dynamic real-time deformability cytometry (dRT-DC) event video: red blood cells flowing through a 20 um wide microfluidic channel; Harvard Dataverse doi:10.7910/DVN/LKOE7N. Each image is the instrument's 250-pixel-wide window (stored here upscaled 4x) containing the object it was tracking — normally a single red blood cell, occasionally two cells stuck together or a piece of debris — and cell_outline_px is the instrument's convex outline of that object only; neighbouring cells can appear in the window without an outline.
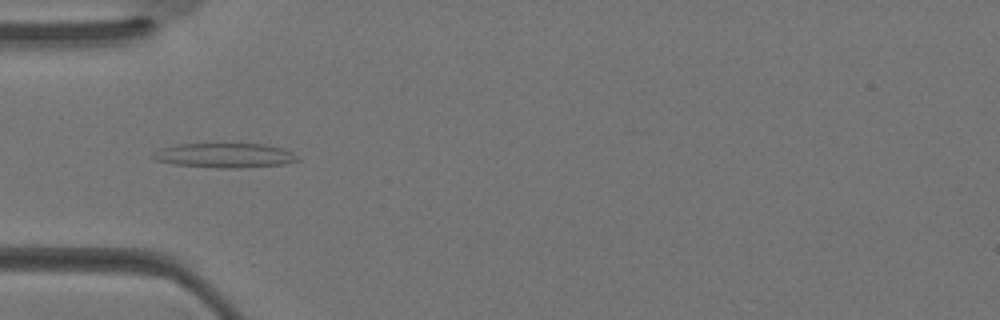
{"species": "Egyptian fruit bat (a non-hibernating species)", "species_latin": "Rousettus aegyptiacus", "temperature_condition": "warm", "stored_images_in_passage": 35, "camera_frame_rate_fps": 3000, "um_per_image_px": 0.085, "animal": {"sex": "female"}, "frame": {"image": 1, "passage_image": 11, "time_ms": 3.333, "image_size_px": [1000, 320], "cell_outline_px": [[300, 160], [284, 164], [240, 168], [216, 168], [176, 164], [156, 160], [152, 156], [160, 148], [176, 144], [264, 144], [284, 148], [300, 156]], "centroid_in_image_um": [19.17, 13.21], "position_along_channel_um": 65.8, "area_um2": 20.69}}
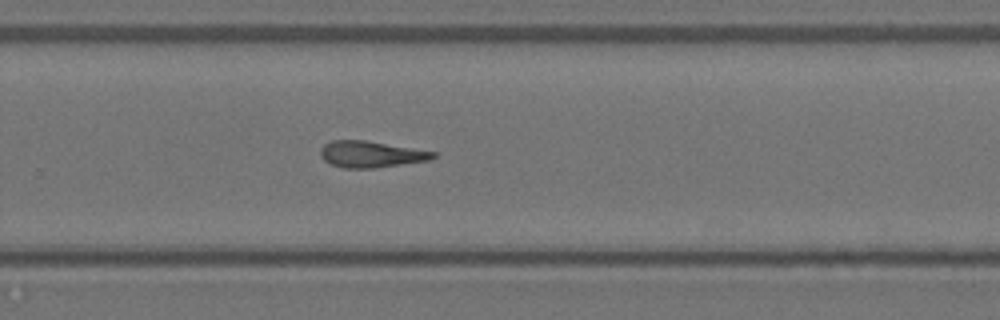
{"frame": {"image": 2, "passage_image": 23, "time_ms": 7.333, "image_size_px": [1000, 320], "cell_outline_px": [[436, 156], [428, 160], [372, 168], [344, 168], [332, 164], [324, 160], [320, 156], [320, 148], [324, 144], [332, 140], [364, 140], [436, 152]], "centroid_in_image_um": [31.47, 13.1], "position_along_channel_um": 298.3, "area_um2": 17.05}}
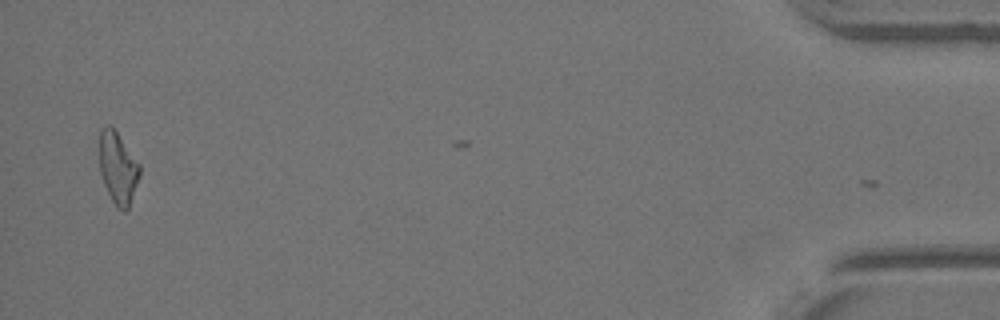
{"frame": {"image": 3, "passage_image": 34, "time_ms": 11.0, "image_size_px": [1000, 320], "cell_outline_px": [[140, 176], [128, 208], [124, 212], [116, 208], [104, 184], [100, 172], [100, 128], [108, 124], [116, 132], [140, 164]], "centroid_in_image_um": [10.02, 14.3], "position_along_channel_um": 425.2, "area_um2": 16.65}}